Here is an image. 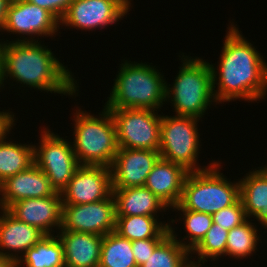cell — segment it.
Returning <instances> with one entry per match:
<instances>
[{"mask_svg":"<svg viewBox=\"0 0 267 267\" xmlns=\"http://www.w3.org/2000/svg\"><path fill=\"white\" fill-rule=\"evenodd\" d=\"M241 34L236 25L230 24L221 50L219 67L210 64L216 104L234 99L248 102L265 99L267 63L253 44ZM215 84L218 85L217 90Z\"/></svg>","mask_w":267,"mask_h":267,"instance_id":"cell-1","label":"cell"},{"mask_svg":"<svg viewBox=\"0 0 267 267\" xmlns=\"http://www.w3.org/2000/svg\"><path fill=\"white\" fill-rule=\"evenodd\" d=\"M40 41L24 38L4 41L2 50V81L6 77L40 91L76 95L78 91L72 72L59 62L53 52ZM67 68V69H66Z\"/></svg>","mask_w":267,"mask_h":267,"instance_id":"cell-2","label":"cell"},{"mask_svg":"<svg viewBox=\"0 0 267 267\" xmlns=\"http://www.w3.org/2000/svg\"><path fill=\"white\" fill-rule=\"evenodd\" d=\"M130 62L121 64L105 107L157 111L167 101L164 76L150 64Z\"/></svg>","mask_w":267,"mask_h":267,"instance_id":"cell-3","label":"cell"},{"mask_svg":"<svg viewBox=\"0 0 267 267\" xmlns=\"http://www.w3.org/2000/svg\"><path fill=\"white\" fill-rule=\"evenodd\" d=\"M73 151L79 165H112L118 150L116 128L105 106L100 116L76 110L74 114Z\"/></svg>","mask_w":267,"mask_h":267,"instance_id":"cell-4","label":"cell"},{"mask_svg":"<svg viewBox=\"0 0 267 267\" xmlns=\"http://www.w3.org/2000/svg\"><path fill=\"white\" fill-rule=\"evenodd\" d=\"M186 57L182 55L183 64L179 68L173 85L166 84V100L173 102L177 116H192L201 119L208 106L216 102L212 71L209 62L198 57L195 59L191 56Z\"/></svg>","mask_w":267,"mask_h":267,"instance_id":"cell-5","label":"cell"},{"mask_svg":"<svg viewBox=\"0 0 267 267\" xmlns=\"http://www.w3.org/2000/svg\"><path fill=\"white\" fill-rule=\"evenodd\" d=\"M220 164L216 161L204 170L189 172L178 203L184 210L212 215L240 199L239 181H228L220 173Z\"/></svg>","mask_w":267,"mask_h":267,"instance_id":"cell-6","label":"cell"},{"mask_svg":"<svg viewBox=\"0 0 267 267\" xmlns=\"http://www.w3.org/2000/svg\"><path fill=\"white\" fill-rule=\"evenodd\" d=\"M199 120L192 116L161 115L160 158L180 164L189 172L212 166L214 161L203 168L197 165L201 146L197 127Z\"/></svg>","mask_w":267,"mask_h":267,"instance_id":"cell-7","label":"cell"},{"mask_svg":"<svg viewBox=\"0 0 267 267\" xmlns=\"http://www.w3.org/2000/svg\"><path fill=\"white\" fill-rule=\"evenodd\" d=\"M108 110L115 124L118 147L159 151L161 115L156 110Z\"/></svg>","mask_w":267,"mask_h":267,"instance_id":"cell-8","label":"cell"},{"mask_svg":"<svg viewBox=\"0 0 267 267\" xmlns=\"http://www.w3.org/2000/svg\"><path fill=\"white\" fill-rule=\"evenodd\" d=\"M45 129L41 132L39 145H34V164L46 174L55 191L61 193L80 165L72 142Z\"/></svg>","mask_w":267,"mask_h":267,"instance_id":"cell-9","label":"cell"},{"mask_svg":"<svg viewBox=\"0 0 267 267\" xmlns=\"http://www.w3.org/2000/svg\"><path fill=\"white\" fill-rule=\"evenodd\" d=\"M115 200L107 199L86 204H62L60 231L93 233L104 236L115 231Z\"/></svg>","mask_w":267,"mask_h":267,"instance_id":"cell-10","label":"cell"},{"mask_svg":"<svg viewBox=\"0 0 267 267\" xmlns=\"http://www.w3.org/2000/svg\"><path fill=\"white\" fill-rule=\"evenodd\" d=\"M131 0H73L60 25L81 30L104 29L124 17L130 10Z\"/></svg>","mask_w":267,"mask_h":267,"instance_id":"cell-11","label":"cell"},{"mask_svg":"<svg viewBox=\"0 0 267 267\" xmlns=\"http://www.w3.org/2000/svg\"><path fill=\"white\" fill-rule=\"evenodd\" d=\"M112 194L111 169L80 165L61 192L62 204H86L107 199Z\"/></svg>","mask_w":267,"mask_h":267,"instance_id":"cell-12","label":"cell"},{"mask_svg":"<svg viewBox=\"0 0 267 267\" xmlns=\"http://www.w3.org/2000/svg\"><path fill=\"white\" fill-rule=\"evenodd\" d=\"M159 158L160 153L156 150L118 147L110 166L112 189L143 187Z\"/></svg>","mask_w":267,"mask_h":267,"instance_id":"cell-13","label":"cell"},{"mask_svg":"<svg viewBox=\"0 0 267 267\" xmlns=\"http://www.w3.org/2000/svg\"><path fill=\"white\" fill-rule=\"evenodd\" d=\"M60 22L47 10L26 0H12L8 7L3 31L10 34L52 36L58 31Z\"/></svg>","mask_w":267,"mask_h":267,"instance_id":"cell-14","label":"cell"},{"mask_svg":"<svg viewBox=\"0 0 267 267\" xmlns=\"http://www.w3.org/2000/svg\"><path fill=\"white\" fill-rule=\"evenodd\" d=\"M7 210L18 220L38 228L45 235H54L52 228L60 230L62 227V196L59 192L43 198L19 200Z\"/></svg>","mask_w":267,"mask_h":267,"instance_id":"cell-15","label":"cell"},{"mask_svg":"<svg viewBox=\"0 0 267 267\" xmlns=\"http://www.w3.org/2000/svg\"><path fill=\"white\" fill-rule=\"evenodd\" d=\"M56 193L46 174L33 164L0 184V209H8L22 199L43 198Z\"/></svg>","mask_w":267,"mask_h":267,"instance_id":"cell-16","label":"cell"},{"mask_svg":"<svg viewBox=\"0 0 267 267\" xmlns=\"http://www.w3.org/2000/svg\"><path fill=\"white\" fill-rule=\"evenodd\" d=\"M189 171L182 165L159 158L149 173L144 187L156 195L168 208L180 202Z\"/></svg>","mask_w":267,"mask_h":267,"instance_id":"cell-17","label":"cell"},{"mask_svg":"<svg viewBox=\"0 0 267 267\" xmlns=\"http://www.w3.org/2000/svg\"><path fill=\"white\" fill-rule=\"evenodd\" d=\"M1 211L0 253L16 263L21 257L18 254L23 255L46 235L38 228L18 220L7 209L1 208ZM10 251L15 253H9Z\"/></svg>","mask_w":267,"mask_h":267,"instance_id":"cell-18","label":"cell"},{"mask_svg":"<svg viewBox=\"0 0 267 267\" xmlns=\"http://www.w3.org/2000/svg\"><path fill=\"white\" fill-rule=\"evenodd\" d=\"M65 267H98L103 236L93 233L59 231Z\"/></svg>","mask_w":267,"mask_h":267,"instance_id":"cell-19","label":"cell"},{"mask_svg":"<svg viewBox=\"0 0 267 267\" xmlns=\"http://www.w3.org/2000/svg\"><path fill=\"white\" fill-rule=\"evenodd\" d=\"M115 200L116 217L125 216H157L158 211L168 207L146 187H130L112 189Z\"/></svg>","mask_w":267,"mask_h":267,"instance_id":"cell-20","label":"cell"},{"mask_svg":"<svg viewBox=\"0 0 267 267\" xmlns=\"http://www.w3.org/2000/svg\"><path fill=\"white\" fill-rule=\"evenodd\" d=\"M240 179V200L248 219L255 218L263 226L267 224V176L255 169Z\"/></svg>","mask_w":267,"mask_h":267,"instance_id":"cell-21","label":"cell"},{"mask_svg":"<svg viewBox=\"0 0 267 267\" xmlns=\"http://www.w3.org/2000/svg\"><path fill=\"white\" fill-rule=\"evenodd\" d=\"M13 125L0 137V184L34 164V145L6 141ZM13 142V143H12Z\"/></svg>","mask_w":267,"mask_h":267,"instance_id":"cell-22","label":"cell"},{"mask_svg":"<svg viewBox=\"0 0 267 267\" xmlns=\"http://www.w3.org/2000/svg\"><path fill=\"white\" fill-rule=\"evenodd\" d=\"M156 216L116 217L115 232L130 241L166 238L170 234V223L158 222Z\"/></svg>","mask_w":267,"mask_h":267,"instance_id":"cell-23","label":"cell"},{"mask_svg":"<svg viewBox=\"0 0 267 267\" xmlns=\"http://www.w3.org/2000/svg\"><path fill=\"white\" fill-rule=\"evenodd\" d=\"M21 256L15 267H65L63 246L56 235H46Z\"/></svg>","mask_w":267,"mask_h":267,"instance_id":"cell-24","label":"cell"},{"mask_svg":"<svg viewBox=\"0 0 267 267\" xmlns=\"http://www.w3.org/2000/svg\"><path fill=\"white\" fill-rule=\"evenodd\" d=\"M98 267H137L132 241L115 231L104 235Z\"/></svg>","mask_w":267,"mask_h":267,"instance_id":"cell-25","label":"cell"},{"mask_svg":"<svg viewBox=\"0 0 267 267\" xmlns=\"http://www.w3.org/2000/svg\"><path fill=\"white\" fill-rule=\"evenodd\" d=\"M190 251L169 234L139 267H184L189 261Z\"/></svg>","mask_w":267,"mask_h":267,"instance_id":"cell-26","label":"cell"},{"mask_svg":"<svg viewBox=\"0 0 267 267\" xmlns=\"http://www.w3.org/2000/svg\"><path fill=\"white\" fill-rule=\"evenodd\" d=\"M249 220L243 224L234 227L228 233L226 243V256L234 259L248 258L256 252L259 241L257 226L252 225Z\"/></svg>","mask_w":267,"mask_h":267,"instance_id":"cell-27","label":"cell"},{"mask_svg":"<svg viewBox=\"0 0 267 267\" xmlns=\"http://www.w3.org/2000/svg\"><path fill=\"white\" fill-rule=\"evenodd\" d=\"M172 209L177 211H181L183 214L182 218L183 224L185 226V231L187 232V235L182 238L185 240L188 238V241L184 242L182 239L178 240L176 233L171 227V224L169 226L170 234L179 241L183 247L191 251L205 236L207 231L211 228L213 224L212 215L207 213H201V212H195L192 210H184L179 204L172 207ZM175 233V234H174ZM184 242V243H183Z\"/></svg>","mask_w":267,"mask_h":267,"instance_id":"cell-28","label":"cell"},{"mask_svg":"<svg viewBox=\"0 0 267 267\" xmlns=\"http://www.w3.org/2000/svg\"><path fill=\"white\" fill-rule=\"evenodd\" d=\"M228 233L229 231L213 223L203 239L190 251V254H198L197 262L205 263L208 258H210L211 261L212 259L216 261L217 257L221 258L222 255L225 256L226 254Z\"/></svg>","mask_w":267,"mask_h":267,"instance_id":"cell-29","label":"cell"},{"mask_svg":"<svg viewBox=\"0 0 267 267\" xmlns=\"http://www.w3.org/2000/svg\"><path fill=\"white\" fill-rule=\"evenodd\" d=\"M214 224L220 225L223 229L230 231L248 220L243 204L239 199L235 204L223 208L212 214Z\"/></svg>","mask_w":267,"mask_h":267,"instance_id":"cell-30","label":"cell"},{"mask_svg":"<svg viewBox=\"0 0 267 267\" xmlns=\"http://www.w3.org/2000/svg\"><path fill=\"white\" fill-rule=\"evenodd\" d=\"M164 239L165 238H152L132 241V250L137 267L147 262V258L152 255L155 248Z\"/></svg>","mask_w":267,"mask_h":267,"instance_id":"cell-31","label":"cell"},{"mask_svg":"<svg viewBox=\"0 0 267 267\" xmlns=\"http://www.w3.org/2000/svg\"><path fill=\"white\" fill-rule=\"evenodd\" d=\"M49 11L59 22L73 0H26Z\"/></svg>","mask_w":267,"mask_h":267,"instance_id":"cell-32","label":"cell"},{"mask_svg":"<svg viewBox=\"0 0 267 267\" xmlns=\"http://www.w3.org/2000/svg\"><path fill=\"white\" fill-rule=\"evenodd\" d=\"M9 112V110L6 112L0 111V137L2 134L7 131L12 125H15L16 119H14V114Z\"/></svg>","mask_w":267,"mask_h":267,"instance_id":"cell-33","label":"cell"},{"mask_svg":"<svg viewBox=\"0 0 267 267\" xmlns=\"http://www.w3.org/2000/svg\"><path fill=\"white\" fill-rule=\"evenodd\" d=\"M12 0H0V31L3 30L8 12V7Z\"/></svg>","mask_w":267,"mask_h":267,"instance_id":"cell-34","label":"cell"},{"mask_svg":"<svg viewBox=\"0 0 267 267\" xmlns=\"http://www.w3.org/2000/svg\"><path fill=\"white\" fill-rule=\"evenodd\" d=\"M0 267H15V262L0 253Z\"/></svg>","mask_w":267,"mask_h":267,"instance_id":"cell-35","label":"cell"},{"mask_svg":"<svg viewBox=\"0 0 267 267\" xmlns=\"http://www.w3.org/2000/svg\"><path fill=\"white\" fill-rule=\"evenodd\" d=\"M3 46H4V42H0V88L4 86V83L2 81V50H3Z\"/></svg>","mask_w":267,"mask_h":267,"instance_id":"cell-36","label":"cell"},{"mask_svg":"<svg viewBox=\"0 0 267 267\" xmlns=\"http://www.w3.org/2000/svg\"><path fill=\"white\" fill-rule=\"evenodd\" d=\"M202 264L204 263L190 260L184 267H202Z\"/></svg>","mask_w":267,"mask_h":267,"instance_id":"cell-37","label":"cell"},{"mask_svg":"<svg viewBox=\"0 0 267 267\" xmlns=\"http://www.w3.org/2000/svg\"><path fill=\"white\" fill-rule=\"evenodd\" d=\"M259 170L262 171L267 176V167H266V165H265V167H260Z\"/></svg>","mask_w":267,"mask_h":267,"instance_id":"cell-38","label":"cell"}]
</instances>
